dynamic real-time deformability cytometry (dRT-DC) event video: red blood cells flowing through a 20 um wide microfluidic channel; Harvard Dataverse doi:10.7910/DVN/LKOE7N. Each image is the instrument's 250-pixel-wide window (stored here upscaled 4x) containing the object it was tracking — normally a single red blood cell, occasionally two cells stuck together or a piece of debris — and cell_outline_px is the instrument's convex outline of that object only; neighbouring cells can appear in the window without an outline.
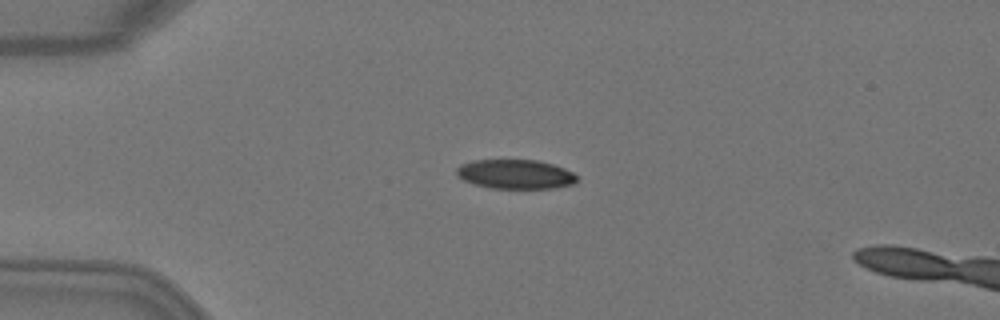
{"species": "Egyptian fruit bat (a non-hibernating species)", "species_latin": "Rousettus aegyptiacus", "temperature_condition": "warm", "stored_images_in_passage": 3, "camera_frame_rate_fps": 3000, "um_per_image_px": 0.085, "animal": {"sex": "female"}, "frame": {"image": 1, "passage_image": 2, "time_ms": 0.333, "image_size_px": [1000, 320], "cell_outline_px": [[576, 184], [556, 188], [492, 188], [472, 184], [456, 176], [456, 168], [460, 164], [472, 160], [540, 160], [564, 168], [572, 172], [576, 176]], "centroid_in_image_um": [43.79, 14.8], "position_along_channel_um": 41.2, "area_um2": 20.75}}